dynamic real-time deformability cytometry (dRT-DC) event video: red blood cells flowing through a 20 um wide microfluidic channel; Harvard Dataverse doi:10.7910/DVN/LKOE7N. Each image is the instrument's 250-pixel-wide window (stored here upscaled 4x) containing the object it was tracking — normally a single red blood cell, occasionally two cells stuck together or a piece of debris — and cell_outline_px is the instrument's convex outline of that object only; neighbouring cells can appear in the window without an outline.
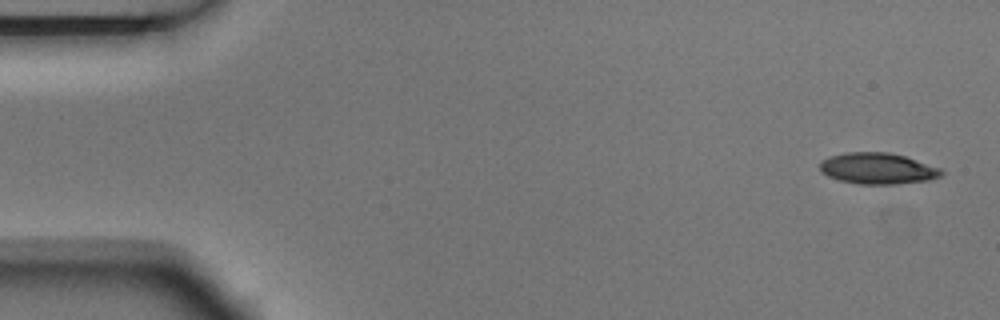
{"species": "Egyptian fruit bat (a non-hibernating species)", "species_latin": "Rousettus aegyptiacus", "temperature_condition": "room temperature", "stored_images_in_passage": 7, "segment_of_instrument_passage": [1, 2], "camera_frame_rate_fps": 3000, "um_per_image_px": 0.085, "animal": {"sex": "male"}, "frame": {"image": 1, "passage_image": 1, "time_ms": 0.0, "image_size_px": [1000, 320], "cell_outline_px": [[944, 176], [928, 180], [896, 184], [860, 184], [840, 180], [828, 176], [820, 172], [820, 164], [824, 160], [832, 156], [844, 152], [888, 152], [904, 156], [940, 168], [944, 172]], "centroid_in_image_um": [74.62, 14.32], "position_along_channel_um": 10.4, "area_um2": 21.96}}
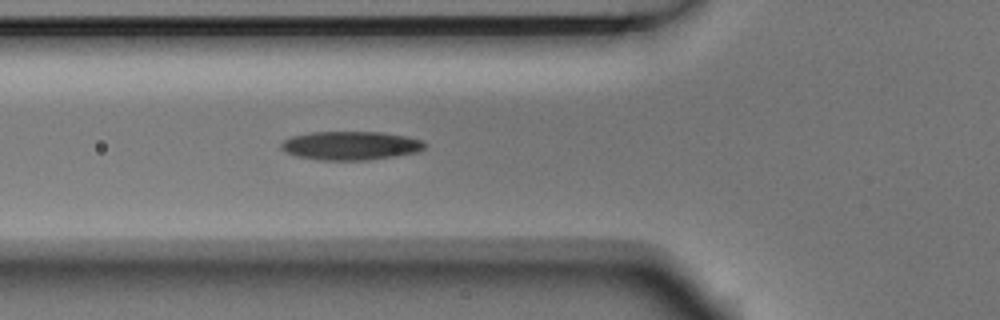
{"frame": {"image": 2, "passage_image": 6, "time_ms": 1.667, "image_size_px": [1000, 320], "cell_outline_px": [[428, 144], [420, 152], [396, 156], [368, 160], [320, 160], [296, 156], [280, 148], [280, 144], [284, 140], [292, 136], [308, 132], [380, 132], [408, 136], [424, 140]], "centroid_in_image_um": [29.86, 12.37], "position_along_channel_um": 95.9, "area_um2": 24.28}}